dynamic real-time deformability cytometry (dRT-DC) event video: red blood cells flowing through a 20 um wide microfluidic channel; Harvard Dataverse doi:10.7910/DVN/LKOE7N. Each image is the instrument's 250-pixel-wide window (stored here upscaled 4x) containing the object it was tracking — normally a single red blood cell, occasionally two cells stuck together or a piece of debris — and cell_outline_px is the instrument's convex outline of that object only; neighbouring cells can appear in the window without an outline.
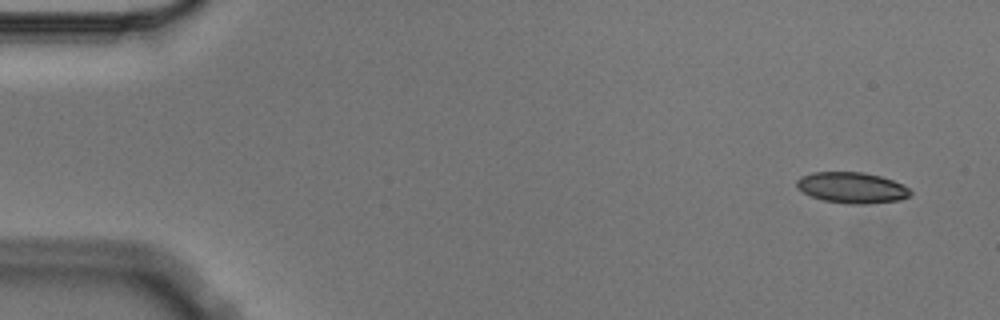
{"species": "Egyptian fruit bat (a non-hibernating species)", "species_latin": "Rousettus aegyptiacus", "temperature_condition": "cold", "stored_images_in_passage": 5, "camera_frame_rate_fps": 3000, "um_per_image_px": 0.085, "animal": {"sex": "male"}, "frame": {"image": 1, "passage_image": 1, "time_ms": 0.0, "image_size_px": [1000, 320], "cell_outline_px": [[912, 192], [908, 196], [900, 200], [868, 204], [848, 204], [824, 200], [812, 196], [796, 188], [796, 180], [800, 176], [812, 172], [860, 172], [880, 176], [904, 184]], "centroid_in_image_um": [72.4, 15.95], "position_along_channel_um": 12.6, "area_um2": 20.52}}
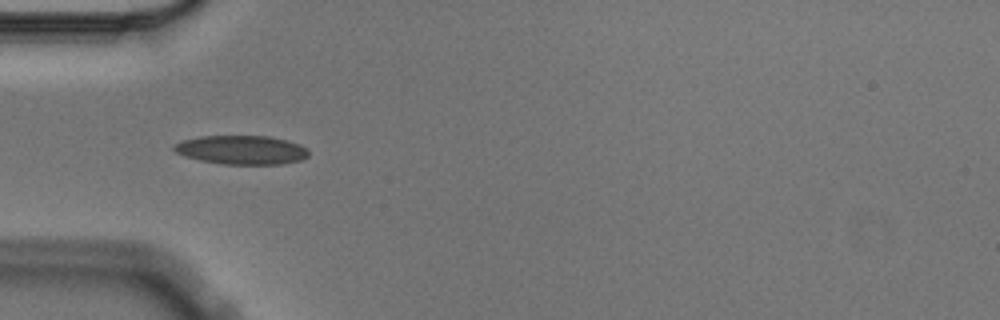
{"frame": {"image": 2, "passage_image": 4, "time_ms": 1.0, "image_size_px": [1000, 320], "cell_outline_px": [[308, 156], [300, 160], [280, 164], [220, 164], [200, 160], [184, 156], [176, 152], [172, 148], [176, 144], [184, 140], [200, 136], [268, 136], [288, 140], [300, 144], [308, 148]], "centroid_in_image_um": [20.56, 12.74], "position_along_channel_um": 64.4, "area_um2": 22.66}}
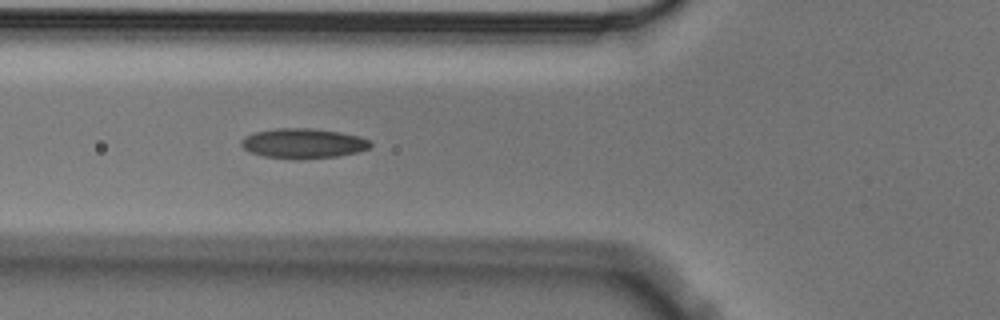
{"frame": {"image": 3, "passage_image": 5, "time_ms": 1.333, "image_size_px": [1000, 320], "cell_outline_px": [[372, 144], [368, 148], [356, 152], [336, 156], [264, 156], [252, 152], [244, 148], [240, 144], [240, 140], [244, 136], [256, 132], [276, 128], [312, 128], [340, 132], [360, 136], [368, 140]], "centroid_in_image_um": [25.77, 12.13], "position_along_channel_um": 100.0, "area_um2": 21.44}}